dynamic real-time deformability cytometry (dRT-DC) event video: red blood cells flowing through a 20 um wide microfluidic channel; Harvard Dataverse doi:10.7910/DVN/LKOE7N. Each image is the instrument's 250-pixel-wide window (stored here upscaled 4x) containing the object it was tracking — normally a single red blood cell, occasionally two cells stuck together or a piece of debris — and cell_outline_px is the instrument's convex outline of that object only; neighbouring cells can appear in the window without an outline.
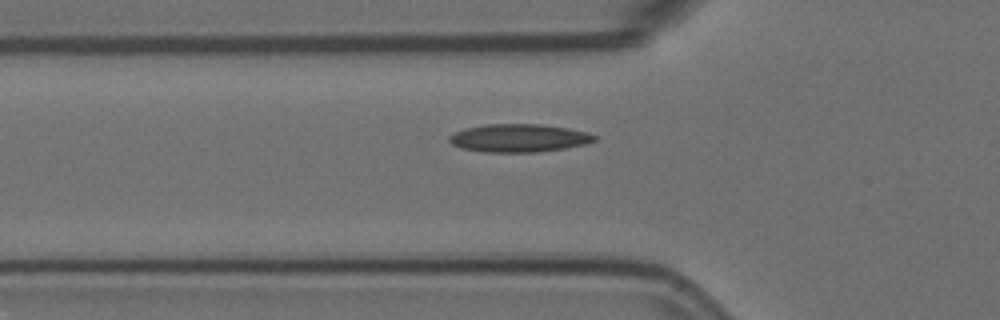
{"species": "Egyptian fruit bat (a non-hibernating species)", "species_latin": "Rousettus aegyptiacus", "temperature_condition": "room temperature", "stored_images_in_passage": 3, "camera_frame_rate_fps": 3000, "um_per_image_px": 0.085, "animal": {"sex": "female"}, "frame": {"image": 1, "passage_image": 2, "time_ms": 0.333, "image_size_px": [1000, 320], "cell_outline_px": [[600, 136], [596, 140], [584, 144], [564, 148], [536, 152], [484, 152], [460, 148], [452, 144], [448, 140], [448, 136], [456, 132], [468, 128], [484, 124], [544, 124], [568, 128], [588, 132]], "centroid_in_image_um": [44.13, 11.73], "position_along_channel_um": 81.7, "area_um2": 23.81}}
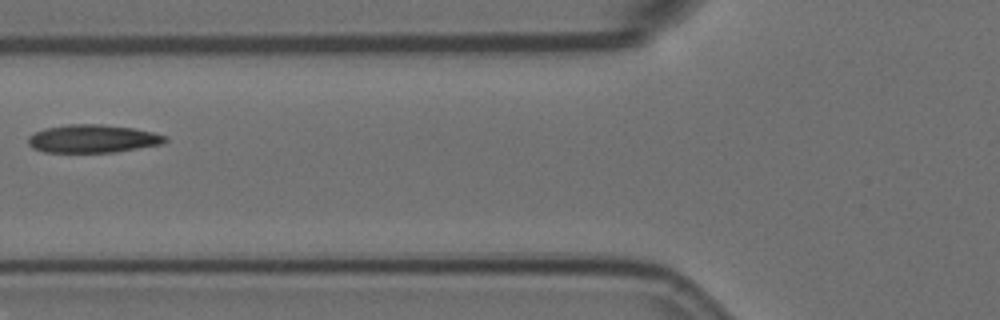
{"frame": {"image": 2, "passage_image": 3, "time_ms": 0.667, "image_size_px": [1000, 320], "cell_outline_px": [[168, 140], [164, 144], [116, 152], [44, 152], [32, 148], [28, 144], [28, 136], [44, 128], [68, 124], [100, 124], [132, 128], [152, 132], [168, 136]], "centroid_in_image_um": [7.9, 11.79], "position_along_channel_um": 117.9, "area_um2": 22.54}}